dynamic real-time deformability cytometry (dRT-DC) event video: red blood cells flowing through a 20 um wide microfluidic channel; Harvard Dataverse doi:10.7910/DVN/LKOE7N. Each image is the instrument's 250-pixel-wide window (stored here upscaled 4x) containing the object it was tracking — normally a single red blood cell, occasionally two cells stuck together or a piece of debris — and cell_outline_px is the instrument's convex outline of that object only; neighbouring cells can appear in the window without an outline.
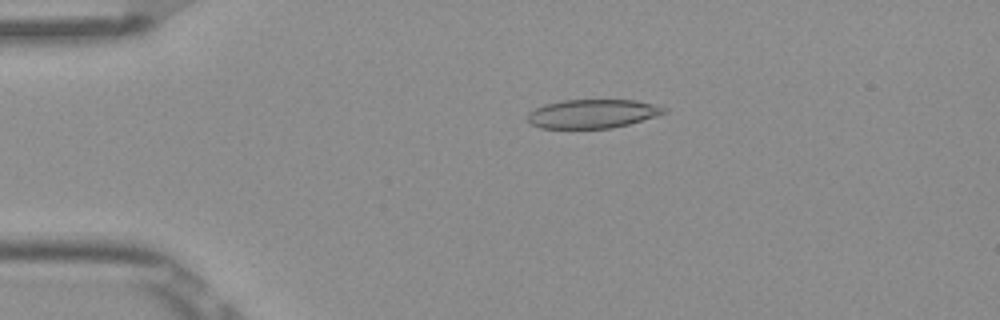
{"species": "Egyptian fruit bat (a non-hibernating species)", "species_latin": "Rousettus aegyptiacus", "temperature_condition": "room temperature", "stored_images_in_passage": 52, "camera_frame_rate_fps": 3000, "um_per_image_px": 0.085, "frame": {"image": 1, "passage_image": 11, "time_ms": 3.333, "image_size_px": [1000, 320], "cell_outline_px": [[668, 112], [656, 116], [628, 124], [612, 128], [540, 128], [532, 124], [528, 120], [528, 112], [544, 104], [560, 100], [636, 100], [668, 108]], "centroid_in_image_um": [50.37, 9.66], "position_along_channel_um": 34.6, "area_um2": 22.89}}
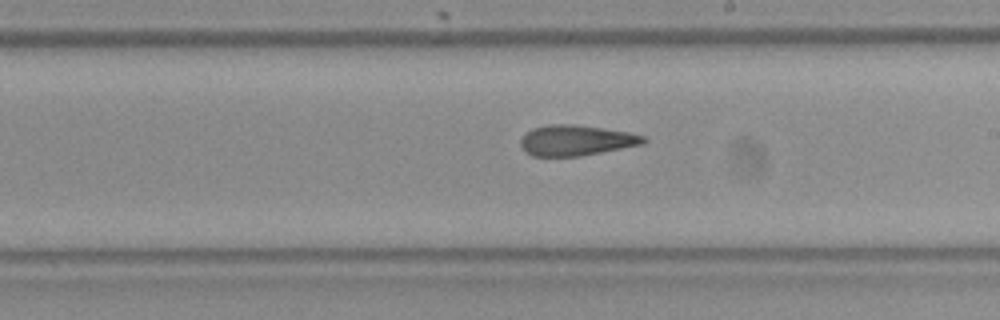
{"frame": {"image": 2, "passage_image": 30, "time_ms": 9.667, "image_size_px": [1000, 320], "cell_outline_px": [[648, 140], [644, 144], [580, 156], [532, 156], [524, 152], [520, 148], [520, 140], [532, 128], [548, 124], [572, 124], [604, 128], [628, 132], [644, 136]], "centroid_in_image_um": [48.95, 11.93], "position_along_channel_um": 240.0, "area_um2": 21.96}}
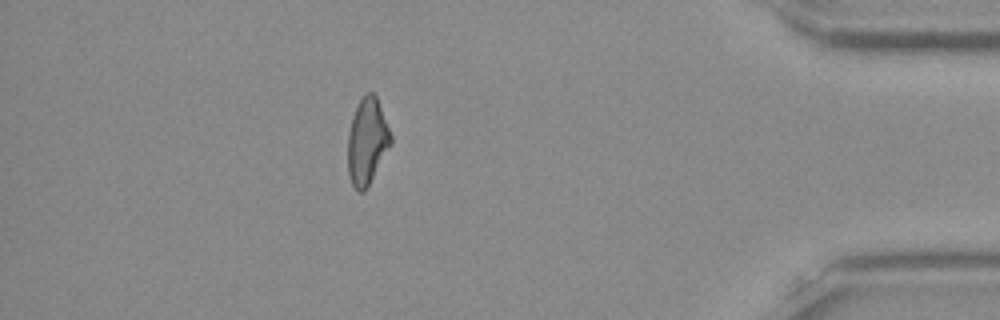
{"frame": {"image": 3, "passage_image": 46, "time_ms": 15.0, "image_size_px": [1000, 320], "cell_outline_px": [[392, 144], [364, 192], [360, 192], [352, 184], [348, 172], [348, 132], [352, 116], [364, 92], [372, 92], [376, 96], [392, 136]], "centroid_in_image_um": [31.21, 12.0], "position_along_channel_um": 404.0, "area_um2": 21.5}, "authors_computed_cell_mechanics": {"area_um2": 22.5131, "velocity_mm_per_s": 3.8947, "shape_relaxation_time_tau1_ms": null, "shape_relaxation_time_tau2_ms": 3.8818, "deformation_change_tau1": null, "deformation_change_tau2": 0.1543}}